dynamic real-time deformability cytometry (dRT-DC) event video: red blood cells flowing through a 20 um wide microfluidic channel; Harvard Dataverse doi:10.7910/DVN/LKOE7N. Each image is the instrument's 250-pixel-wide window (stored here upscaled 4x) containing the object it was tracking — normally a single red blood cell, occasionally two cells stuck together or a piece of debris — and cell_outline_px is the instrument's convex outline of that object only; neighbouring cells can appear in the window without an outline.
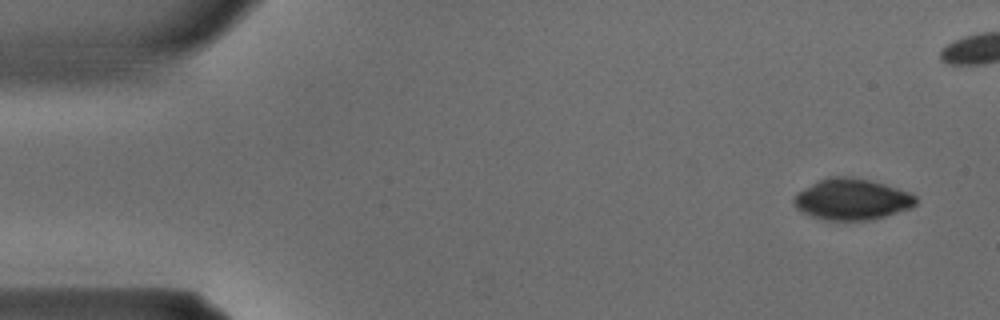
{"species": "common noctule bat (a hibernating species)", "species_latin": "Nyctalus noctula", "temperature_condition": "warm", "stored_images_in_passage": 9, "camera_frame_rate_fps": 3000, "um_per_image_px": 0.085, "animal": {"sex": "male", "body_mass_g": 15.6}, "frame": {"image": 1, "passage_image": 1, "time_ms": 0.0, "image_size_px": [1000, 320], "cell_outline_px": [[916, 204], [912, 208], [872, 220], [824, 220], [800, 212], [792, 204], [792, 196], [796, 192], [820, 180], [832, 176], [848, 176], [868, 180], [884, 184], [912, 192], [916, 196]], "centroid_in_image_um": [72.39, 16.95], "position_along_channel_um": 12.6, "area_um2": 29.54}}